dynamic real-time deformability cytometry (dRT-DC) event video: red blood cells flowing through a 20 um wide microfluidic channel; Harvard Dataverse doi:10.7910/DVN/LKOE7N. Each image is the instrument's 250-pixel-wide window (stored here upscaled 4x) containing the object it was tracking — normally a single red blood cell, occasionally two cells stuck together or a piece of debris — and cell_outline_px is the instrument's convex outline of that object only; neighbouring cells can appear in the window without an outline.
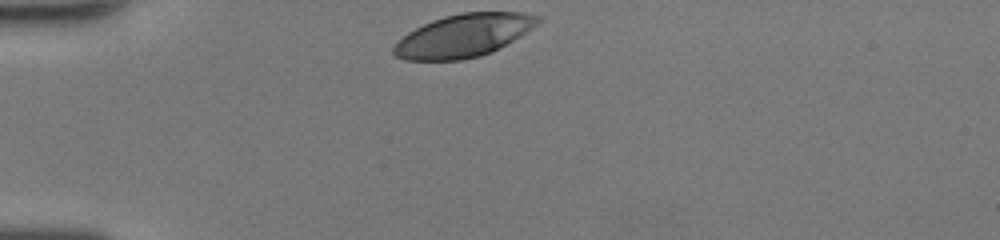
{"species": "human", "species_latin": "Homo sapiens", "temperature_condition": "room temperature", "stored_images_in_passage": 28, "camera_frame_rate_fps": 3000, "um_per_image_px": 0.085, "donor": {"sex": "female"}, "frame": {"image": 1, "passage_image": 1, "time_ms": 0.0, "image_size_px": [1000, 240], "cell_outline_px": [[544, 16], [536, 24], [520, 36], [500, 48], [492, 52], [480, 56], [464, 60], [404, 60], [396, 56], [392, 52], [392, 48], [408, 32], [432, 20], [444, 16], [460, 12], [524, 12]], "centroid_in_image_um": [39.42, 3.02], "position_along_channel_um": 45.6, "area_um2": 36.01}}
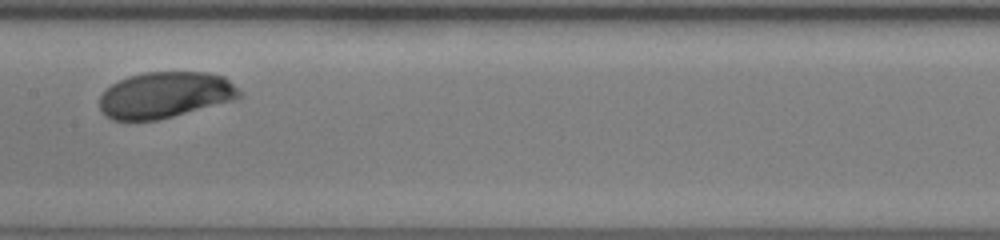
{"frame": {"image": 2, "passage_image": 14, "time_ms": 4.333, "image_size_px": [1000, 240], "cell_outline_px": [[240, 96], [236, 100], [156, 120], [112, 120], [104, 116], [100, 108], [100, 96], [112, 84], [128, 76], [144, 72], [208, 72], [224, 76], [240, 92]], "centroid_in_image_um": [14.02, 8.07], "position_along_channel_um": 193.4, "area_um2": 37.45}}
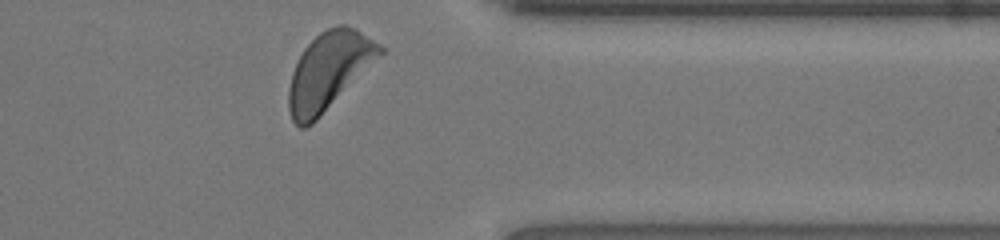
{"frame": {"image": 3, "passage_image": 28, "time_ms": 9.0, "image_size_px": [1000, 240], "cell_outline_px": [[384, 52], [312, 124], [304, 128], [300, 128], [292, 120], [288, 108], [288, 88], [292, 72], [304, 48], [320, 32], [328, 28], [340, 24], [344, 24], [356, 28], [380, 44], [384, 48]], "centroid_in_image_um": [27.93, 6.02], "position_along_channel_um": 383.5, "area_um2": 40.58}, "authors_computed_cell_mechanics": {"area_um2": 38.4081, "velocity_mm_per_s": 4.2004, "shape_relaxation_time_tau1_ms": 2.1246, "shape_relaxation_time_tau2_ms": null, "deformation_change_tau1": 0.1229, "deformation_change_tau2": null}}